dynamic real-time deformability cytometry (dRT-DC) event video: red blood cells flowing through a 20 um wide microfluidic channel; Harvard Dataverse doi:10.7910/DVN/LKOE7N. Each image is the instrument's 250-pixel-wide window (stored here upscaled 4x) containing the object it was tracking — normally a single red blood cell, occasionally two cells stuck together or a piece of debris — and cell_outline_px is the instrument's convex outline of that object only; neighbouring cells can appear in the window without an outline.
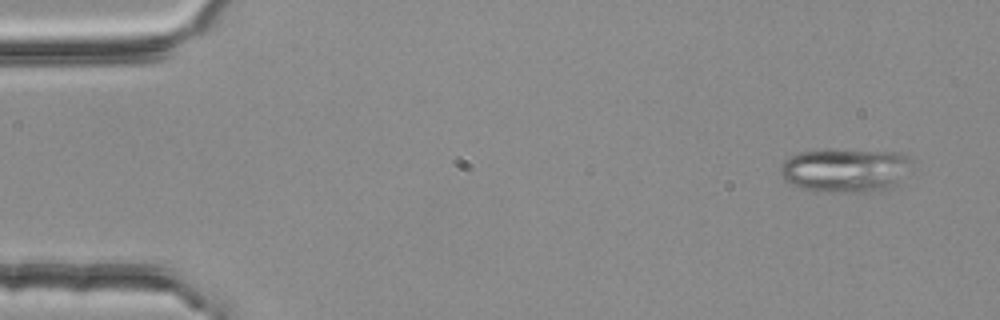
{"species": "common noctule bat (a hibernating species)", "species_latin": "Nyctalus noctula", "temperature_condition": "room temperature", "stored_images_in_passage": 52, "segment_of_instrument_passage": [1, 2], "camera_frame_rate_fps": 3000, "um_per_image_px": 0.085, "animal": {"sex": "female", "body_mass_g": 25.1}, "frame": {"image": 1, "passage_image": 1, "time_ms": 0.0, "image_size_px": [1000, 320], "cell_outline_px": [[916, 160], [912, 172], [888, 188], [868, 192], [844, 192], [804, 188], [792, 184], [784, 180], [780, 172], [780, 168], [784, 160], [788, 156], [800, 152], [824, 148], [904, 152], [912, 156]], "centroid_in_image_um": [71.97, 14.4], "position_along_channel_um": 13.0, "area_um2": 34.56}}